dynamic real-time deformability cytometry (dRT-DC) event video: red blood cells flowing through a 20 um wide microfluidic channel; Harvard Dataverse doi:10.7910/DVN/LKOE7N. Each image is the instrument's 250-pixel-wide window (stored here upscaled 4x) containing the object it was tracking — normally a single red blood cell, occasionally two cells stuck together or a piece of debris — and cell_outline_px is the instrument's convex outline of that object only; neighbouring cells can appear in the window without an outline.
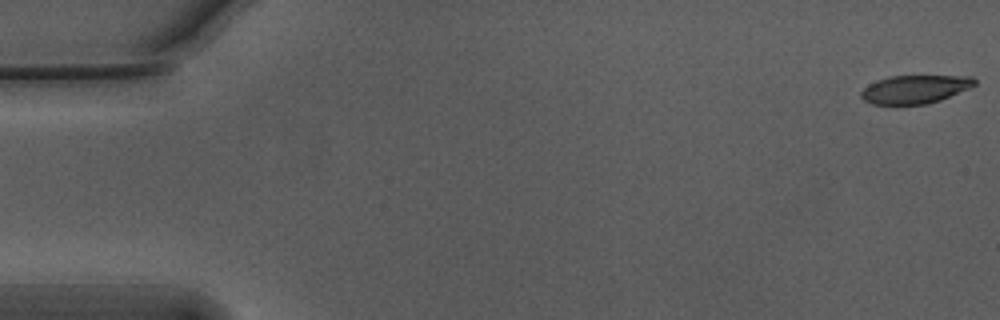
{"species": "Egyptian fruit bat (a non-hibernating species)", "species_latin": "Rousettus aegyptiacus", "temperature_condition": "warm", "stored_images_in_passage": 50, "camera_frame_rate_fps": 3000, "um_per_image_px": 0.085, "animal": {"sex": "male"}, "frame": {"image": 1, "passage_image": 1, "time_ms": 0.0, "image_size_px": [1000, 320], "cell_outline_px": [[976, 84], [968, 88], [940, 100], [928, 104], [872, 104], [864, 100], [860, 96], [860, 92], [868, 84], [888, 76], [972, 76], [976, 80]], "centroid_in_image_um": [77.74, 7.58], "position_along_channel_um": 7.3, "area_um2": 18.61}}
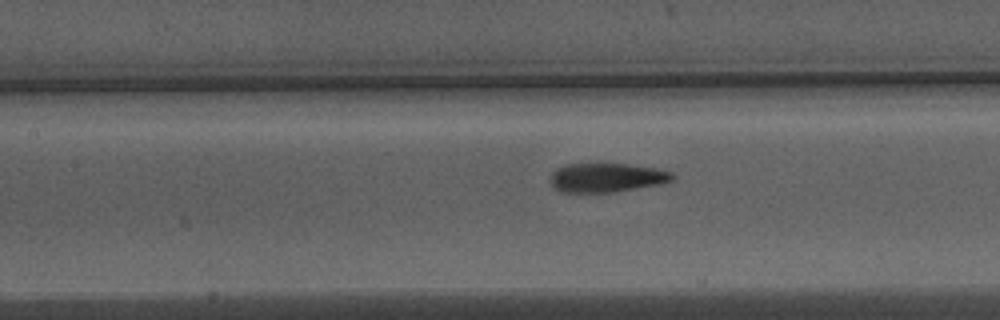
{"frame": {"image": 2, "passage_image": 25, "time_ms": 8.0, "image_size_px": [1000, 320], "cell_outline_px": [[676, 176], [672, 180], [656, 184], [612, 192], [564, 192], [556, 188], [548, 180], [552, 172], [556, 168], [564, 164], [596, 160], [628, 164], [656, 168], [672, 172]], "centroid_in_image_um": [51.49, 15.03], "position_along_channel_um": 155.9, "area_um2": 21.39}}
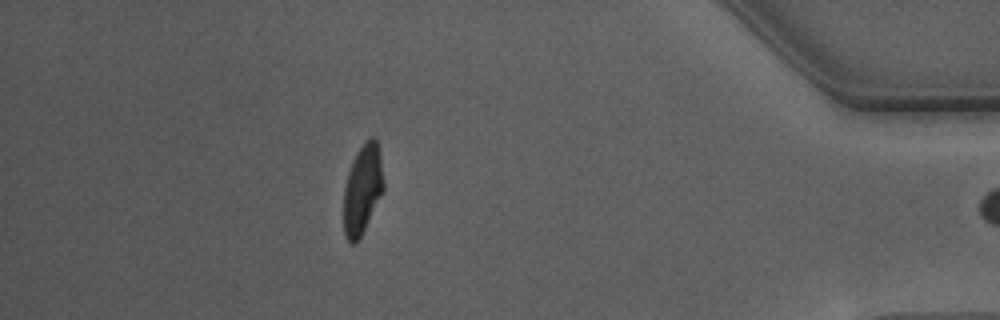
{"frame": {"image": 3, "passage_image": 49, "time_ms": 16.0, "image_size_px": [1000, 320], "cell_outline_px": [[384, 192], [356, 244], [348, 244], [344, 236], [344, 188], [348, 172], [364, 140], [368, 136], [372, 136], [376, 140], [380, 152], [384, 184]], "centroid_in_image_um": [30.82, 16.12], "position_along_channel_um": 404.4, "area_um2": 20.92}, "authors_computed_cell_mechanics": {"area_um2": 21.386, "velocity_mm_per_s": 3.7414, "shape_relaxation_time_tau1_ms": 3.7131, "shape_relaxation_time_tau2_ms": 1.1988, "deformation_change_tau1": 0.1758, "deformation_change_tau2": 0.0796}}